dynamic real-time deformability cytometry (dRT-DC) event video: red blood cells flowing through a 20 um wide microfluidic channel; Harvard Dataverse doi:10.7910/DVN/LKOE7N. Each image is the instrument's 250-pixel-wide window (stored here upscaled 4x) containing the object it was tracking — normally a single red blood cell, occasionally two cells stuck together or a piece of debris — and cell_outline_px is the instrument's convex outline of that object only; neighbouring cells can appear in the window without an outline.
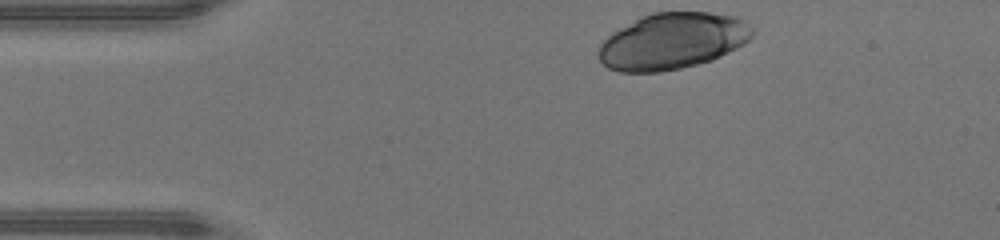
{"species": "human", "species_latin": "Homo sapiens", "temperature_condition": "warm", "stored_images_in_passage": 33, "camera_frame_rate_fps": 3000, "um_per_image_px": 0.085, "donor": {"sex": "male"}, "frame": {"image": 1, "passage_image": 1, "time_ms": 0.0, "image_size_px": [1000, 240], "cell_outline_px": [[756, 32], [744, 44], [712, 60], [680, 68], [660, 72], [620, 72], [608, 68], [596, 56], [596, 48], [612, 32], [640, 16], [652, 12], [708, 12], [736, 16], [756, 28]], "centroid_in_image_um": [57.14, 3.48], "position_along_channel_um": 27.9, "area_um2": 50.92}}
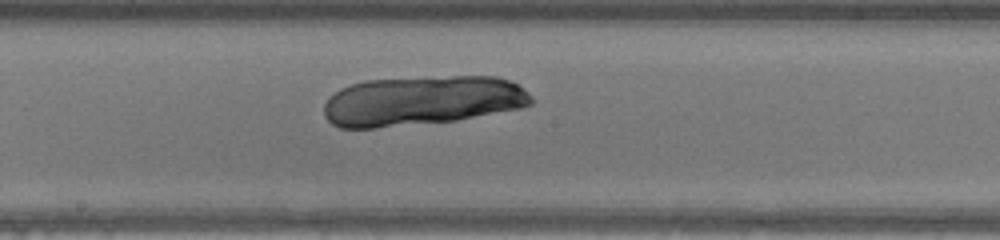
{"frame": {"image": 2, "passage_image": 18, "time_ms": 5.667, "image_size_px": [1000, 240], "cell_outline_px": [[532, 104], [524, 108], [456, 120], [376, 128], [340, 128], [332, 124], [324, 116], [324, 104], [328, 96], [340, 88], [364, 80], [452, 76], [496, 76], [508, 80], [516, 84], [528, 92], [532, 96]], "centroid_in_image_um": [35.85, 8.56], "position_along_channel_um": 212.3, "area_um2": 60.29}}
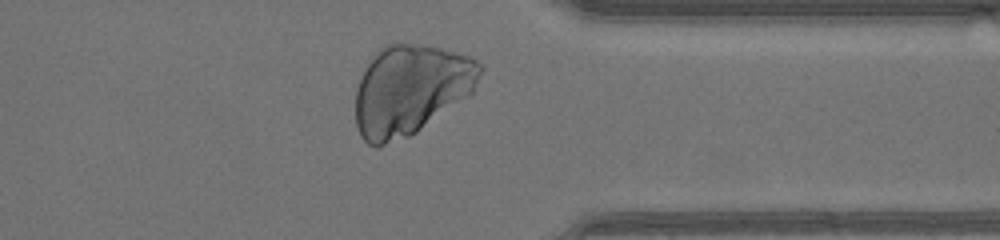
{"frame": {"image": 3, "passage_image": 30, "time_ms": 9.667, "image_size_px": [1000, 240], "cell_outline_px": [[484, 68], [472, 92], [468, 96], [416, 132], [408, 136], [376, 148], [368, 144], [360, 136], [356, 124], [356, 88], [360, 76], [364, 68], [376, 52], [384, 44], [396, 40], [420, 44], [440, 48], [468, 56], [476, 60]], "centroid_in_image_um": [34.86, 7.6], "position_along_channel_um": 376.5, "area_um2": 65.78}}